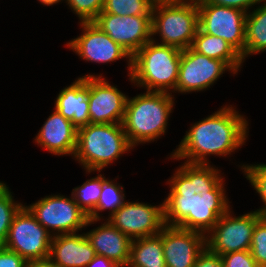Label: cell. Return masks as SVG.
<instances>
[{"label":"cell","mask_w":266,"mask_h":267,"mask_svg":"<svg viewBox=\"0 0 266 267\" xmlns=\"http://www.w3.org/2000/svg\"><path fill=\"white\" fill-rule=\"evenodd\" d=\"M220 172L207 164L184 162L169 181L164 200L165 225L205 235L230 210Z\"/></svg>","instance_id":"6da1fadb"},{"label":"cell","mask_w":266,"mask_h":267,"mask_svg":"<svg viewBox=\"0 0 266 267\" xmlns=\"http://www.w3.org/2000/svg\"><path fill=\"white\" fill-rule=\"evenodd\" d=\"M247 123L232 106H224L192 125L171 158H186L187 163L207 164L206 155L231 154L245 142Z\"/></svg>","instance_id":"7a4b0ae2"},{"label":"cell","mask_w":266,"mask_h":267,"mask_svg":"<svg viewBox=\"0 0 266 267\" xmlns=\"http://www.w3.org/2000/svg\"><path fill=\"white\" fill-rule=\"evenodd\" d=\"M173 104L172 95L166 92L146 91L128 98L122 125L133 148L165 133Z\"/></svg>","instance_id":"3957f363"},{"label":"cell","mask_w":266,"mask_h":267,"mask_svg":"<svg viewBox=\"0 0 266 267\" xmlns=\"http://www.w3.org/2000/svg\"><path fill=\"white\" fill-rule=\"evenodd\" d=\"M182 50L174 46L146 43L132 56L130 80L147 91H176ZM154 88V89H153Z\"/></svg>","instance_id":"277c9868"},{"label":"cell","mask_w":266,"mask_h":267,"mask_svg":"<svg viewBox=\"0 0 266 267\" xmlns=\"http://www.w3.org/2000/svg\"><path fill=\"white\" fill-rule=\"evenodd\" d=\"M132 147L122 124L90 123L78 128L74 156L89 173L100 172Z\"/></svg>","instance_id":"5b68a950"},{"label":"cell","mask_w":266,"mask_h":267,"mask_svg":"<svg viewBox=\"0 0 266 267\" xmlns=\"http://www.w3.org/2000/svg\"><path fill=\"white\" fill-rule=\"evenodd\" d=\"M151 29L152 35L160 34L163 45L174 46L181 50L191 47L199 29L197 1H155L152 8Z\"/></svg>","instance_id":"8992f818"},{"label":"cell","mask_w":266,"mask_h":267,"mask_svg":"<svg viewBox=\"0 0 266 267\" xmlns=\"http://www.w3.org/2000/svg\"><path fill=\"white\" fill-rule=\"evenodd\" d=\"M23 206L15 215L3 247L18 253L26 261L49 258L53 236Z\"/></svg>","instance_id":"52a82bcc"},{"label":"cell","mask_w":266,"mask_h":267,"mask_svg":"<svg viewBox=\"0 0 266 267\" xmlns=\"http://www.w3.org/2000/svg\"><path fill=\"white\" fill-rule=\"evenodd\" d=\"M199 28L207 34L221 37L241 56L245 50V19L247 13L226 6L196 0Z\"/></svg>","instance_id":"ba28073f"},{"label":"cell","mask_w":266,"mask_h":267,"mask_svg":"<svg viewBox=\"0 0 266 267\" xmlns=\"http://www.w3.org/2000/svg\"><path fill=\"white\" fill-rule=\"evenodd\" d=\"M25 207L46 230L51 228L58 231V235L76 233L95 222L88 218L73 197L70 199L60 195L48 196Z\"/></svg>","instance_id":"9c48e42d"},{"label":"cell","mask_w":266,"mask_h":267,"mask_svg":"<svg viewBox=\"0 0 266 267\" xmlns=\"http://www.w3.org/2000/svg\"><path fill=\"white\" fill-rule=\"evenodd\" d=\"M258 211H253L239 217H231L228 210L219 217L218 222L206 237V247L217 255L236 251L250 250L254 227L262 217Z\"/></svg>","instance_id":"30bf717a"},{"label":"cell","mask_w":266,"mask_h":267,"mask_svg":"<svg viewBox=\"0 0 266 267\" xmlns=\"http://www.w3.org/2000/svg\"><path fill=\"white\" fill-rule=\"evenodd\" d=\"M93 22L131 56L152 40V15L100 13Z\"/></svg>","instance_id":"8fae6325"},{"label":"cell","mask_w":266,"mask_h":267,"mask_svg":"<svg viewBox=\"0 0 266 267\" xmlns=\"http://www.w3.org/2000/svg\"><path fill=\"white\" fill-rule=\"evenodd\" d=\"M108 221L131 240L158 235L165 226L164 203L125 202Z\"/></svg>","instance_id":"7c38bea8"},{"label":"cell","mask_w":266,"mask_h":267,"mask_svg":"<svg viewBox=\"0 0 266 267\" xmlns=\"http://www.w3.org/2000/svg\"><path fill=\"white\" fill-rule=\"evenodd\" d=\"M227 69L232 71L224 61L199 54L191 47L184 49L181 52L176 91L186 93L204 90Z\"/></svg>","instance_id":"4fadbf2b"},{"label":"cell","mask_w":266,"mask_h":267,"mask_svg":"<svg viewBox=\"0 0 266 267\" xmlns=\"http://www.w3.org/2000/svg\"><path fill=\"white\" fill-rule=\"evenodd\" d=\"M83 34L69 43L70 49L75 51L82 59L91 62L108 63L121 58H129V75L132 71V56L119 44L114 42L94 22H80Z\"/></svg>","instance_id":"5bb4252c"},{"label":"cell","mask_w":266,"mask_h":267,"mask_svg":"<svg viewBox=\"0 0 266 267\" xmlns=\"http://www.w3.org/2000/svg\"><path fill=\"white\" fill-rule=\"evenodd\" d=\"M89 76L90 123L122 124L128 97L101 76Z\"/></svg>","instance_id":"9a60e30c"},{"label":"cell","mask_w":266,"mask_h":267,"mask_svg":"<svg viewBox=\"0 0 266 267\" xmlns=\"http://www.w3.org/2000/svg\"><path fill=\"white\" fill-rule=\"evenodd\" d=\"M159 235L167 267H194L206 247V236L198 231L165 225Z\"/></svg>","instance_id":"2e32d148"},{"label":"cell","mask_w":266,"mask_h":267,"mask_svg":"<svg viewBox=\"0 0 266 267\" xmlns=\"http://www.w3.org/2000/svg\"><path fill=\"white\" fill-rule=\"evenodd\" d=\"M95 256L85 234H54L48 259L57 267H86Z\"/></svg>","instance_id":"e0dca14e"},{"label":"cell","mask_w":266,"mask_h":267,"mask_svg":"<svg viewBox=\"0 0 266 267\" xmlns=\"http://www.w3.org/2000/svg\"><path fill=\"white\" fill-rule=\"evenodd\" d=\"M78 129L71 120L64 118L56 109L47 118L35 140L41 147L56 155H75Z\"/></svg>","instance_id":"ac0fdd59"},{"label":"cell","mask_w":266,"mask_h":267,"mask_svg":"<svg viewBox=\"0 0 266 267\" xmlns=\"http://www.w3.org/2000/svg\"><path fill=\"white\" fill-rule=\"evenodd\" d=\"M85 235L96 255L104 256L120 267L128 265L132 240L109 221Z\"/></svg>","instance_id":"d6986e66"},{"label":"cell","mask_w":266,"mask_h":267,"mask_svg":"<svg viewBox=\"0 0 266 267\" xmlns=\"http://www.w3.org/2000/svg\"><path fill=\"white\" fill-rule=\"evenodd\" d=\"M89 76H84L61 90L55 101V109L78 129L90 124Z\"/></svg>","instance_id":"ffe728a7"},{"label":"cell","mask_w":266,"mask_h":267,"mask_svg":"<svg viewBox=\"0 0 266 267\" xmlns=\"http://www.w3.org/2000/svg\"><path fill=\"white\" fill-rule=\"evenodd\" d=\"M191 48L209 58L224 61L234 74L243 63L241 55L224 39L204 33L200 28L195 34Z\"/></svg>","instance_id":"44dd1931"},{"label":"cell","mask_w":266,"mask_h":267,"mask_svg":"<svg viewBox=\"0 0 266 267\" xmlns=\"http://www.w3.org/2000/svg\"><path fill=\"white\" fill-rule=\"evenodd\" d=\"M128 267H167L163 255L162 237L155 236L132 240Z\"/></svg>","instance_id":"7402d4cb"},{"label":"cell","mask_w":266,"mask_h":267,"mask_svg":"<svg viewBox=\"0 0 266 267\" xmlns=\"http://www.w3.org/2000/svg\"><path fill=\"white\" fill-rule=\"evenodd\" d=\"M266 50V4L258 7L252 13H247L245 19V50L241 56L260 53Z\"/></svg>","instance_id":"603a6c76"},{"label":"cell","mask_w":266,"mask_h":267,"mask_svg":"<svg viewBox=\"0 0 266 267\" xmlns=\"http://www.w3.org/2000/svg\"><path fill=\"white\" fill-rule=\"evenodd\" d=\"M105 177L101 174L87 180L83 185L72 191V197L79 207L89 216L96 208L102 191V183Z\"/></svg>","instance_id":"cb8c5ba5"},{"label":"cell","mask_w":266,"mask_h":267,"mask_svg":"<svg viewBox=\"0 0 266 267\" xmlns=\"http://www.w3.org/2000/svg\"><path fill=\"white\" fill-rule=\"evenodd\" d=\"M121 186H117L112 181L104 179L102 183V191L100 194V199L97 203L95 210L88 216L89 219L95 220L96 222L100 220L99 212L105 209H110L111 214L115 213L117 209L122 206L124 201V193Z\"/></svg>","instance_id":"d4e9b609"},{"label":"cell","mask_w":266,"mask_h":267,"mask_svg":"<svg viewBox=\"0 0 266 267\" xmlns=\"http://www.w3.org/2000/svg\"><path fill=\"white\" fill-rule=\"evenodd\" d=\"M154 0H105L101 13L113 15H152Z\"/></svg>","instance_id":"484cf974"},{"label":"cell","mask_w":266,"mask_h":267,"mask_svg":"<svg viewBox=\"0 0 266 267\" xmlns=\"http://www.w3.org/2000/svg\"><path fill=\"white\" fill-rule=\"evenodd\" d=\"M6 184L0 182V246H3L11 223L18 211L24 206L13 200Z\"/></svg>","instance_id":"4316f807"},{"label":"cell","mask_w":266,"mask_h":267,"mask_svg":"<svg viewBox=\"0 0 266 267\" xmlns=\"http://www.w3.org/2000/svg\"><path fill=\"white\" fill-rule=\"evenodd\" d=\"M250 253L257 266L266 267V216L263 215L256 223L251 240Z\"/></svg>","instance_id":"83f0119b"},{"label":"cell","mask_w":266,"mask_h":267,"mask_svg":"<svg viewBox=\"0 0 266 267\" xmlns=\"http://www.w3.org/2000/svg\"><path fill=\"white\" fill-rule=\"evenodd\" d=\"M81 22H93L103 11L105 0H66Z\"/></svg>","instance_id":"f1b7e54d"},{"label":"cell","mask_w":266,"mask_h":267,"mask_svg":"<svg viewBox=\"0 0 266 267\" xmlns=\"http://www.w3.org/2000/svg\"><path fill=\"white\" fill-rule=\"evenodd\" d=\"M243 172L246 174V178L251 182L254 189L259 193L261 199L265 203V207L258 209L257 211L261 215L266 216V164L257 165H243Z\"/></svg>","instance_id":"f546056e"},{"label":"cell","mask_w":266,"mask_h":267,"mask_svg":"<svg viewBox=\"0 0 266 267\" xmlns=\"http://www.w3.org/2000/svg\"><path fill=\"white\" fill-rule=\"evenodd\" d=\"M223 267H257L250 250L236 251L221 255Z\"/></svg>","instance_id":"4dcf8cb0"},{"label":"cell","mask_w":266,"mask_h":267,"mask_svg":"<svg viewBox=\"0 0 266 267\" xmlns=\"http://www.w3.org/2000/svg\"><path fill=\"white\" fill-rule=\"evenodd\" d=\"M26 262L18 253L0 246V267H25Z\"/></svg>","instance_id":"1f68e13d"},{"label":"cell","mask_w":266,"mask_h":267,"mask_svg":"<svg viewBox=\"0 0 266 267\" xmlns=\"http://www.w3.org/2000/svg\"><path fill=\"white\" fill-rule=\"evenodd\" d=\"M194 267H223L220 255L211 252L207 247L199 254Z\"/></svg>","instance_id":"d6a6232c"},{"label":"cell","mask_w":266,"mask_h":267,"mask_svg":"<svg viewBox=\"0 0 266 267\" xmlns=\"http://www.w3.org/2000/svg\"><path fill=\"white\" fill-rule=\"evenodd\" d=\"M209 3L236 8L247 13L249 7L256 5L265 0H207Z\"/></svg>","instance_id":"836d02e7"},{"label":"cell","mask_w":266,"mask_h":267,"mask_svg":"<svg viewBox=\"0 0 266 267\" xmlns=\"http://www.w3.org/2000/svg\"><path fill=\"white\" fill-rule=\"evenodd\" d=\"M86 267H120L115 262L105 258L104 256L96 255L94 259Z\"/></svg>","instance_id":"e575fe53"},{"label":"cell","mask_w":266,"mask_h":267,"mask_svg":"<svg viewBox=\"0 0 266 267\" xmlns=\"http://www.w3.org/2000/svg\"><path fill=\"white\" fill-rule=\"evenodd\" d=\"M25 267H57L49 259L27 261Z\"/></svg>","instance_id":"d590c367"},{"label":"cell","mask_w":266,"mask_h":267,"mask_svg":"<svg viewBox=\"0 0 266 267\" xmlns=\"http://www.w3.org/2000/svg\"><path fill=\"white\" fill-rule=\"evenodd\" d=\"M38 1L44 5L49 6V5L56 4V3L60 2L61 0H38Z\"/></svg>","instance_id":"8d00e7d4"}]
</instances>
